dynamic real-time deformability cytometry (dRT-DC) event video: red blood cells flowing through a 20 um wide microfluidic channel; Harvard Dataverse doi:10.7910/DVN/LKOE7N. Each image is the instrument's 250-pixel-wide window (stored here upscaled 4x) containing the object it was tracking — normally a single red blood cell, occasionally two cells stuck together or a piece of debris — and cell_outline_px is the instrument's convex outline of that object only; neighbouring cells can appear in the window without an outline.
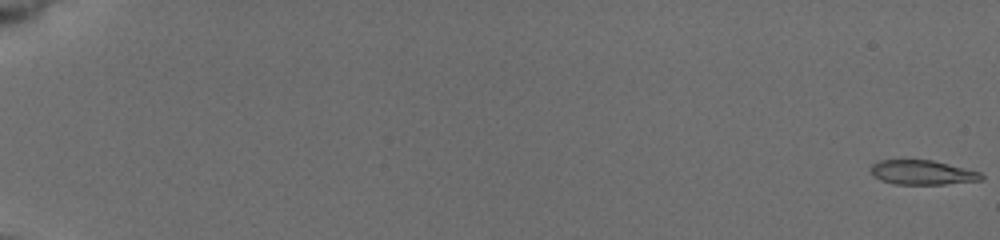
{"species": "common noctule bat (a hibernating species)", "species_latin": "Nyctalus noctula", "temperature_condition": "cold", "stored_images_in_passage": 57, "camera_frame_rate_fps": 3000, "um_per_image_px": 0.085, "animal": {"sex": "female", "body_mass_g": 19.5, "forearm_length_mm": 54.1}, "frame": {"image": 1, "passage_image": 1, "time_ms": 0.0, "image_size_px": [1000, 240], "cell_outline_px": [[984, 180], [944, 184], [892, 184], [880, 180], [872, 176], [868, 168], [872, 164], [880, 160], [932, 160], [980, 172], [984, 176]], "centroid_in_image_um": [78.35, 14.66], "position_along_channel_um": 6.7, "area_um2": 15.9}}
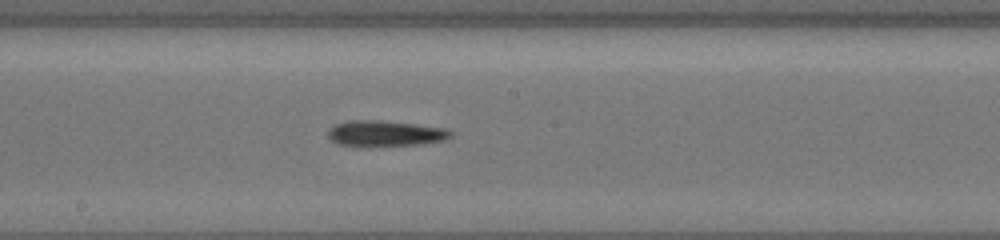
{"frame": {"image": 2, "passage_image": 34, "time_ms": 11.0, "image_size_px": [1000, 240], "cell_outline_px": [[452, 136], [444, 140], [424, 144], [364, 148], [340, 144], [332, 140], [328, 136], [328, 128], [344, 120], [380, 120], [416, 124], [448, 128], [452, 132]], "centroid_in_image_um": [32.74, 11.36], "position_along_channel_um": 215.5, "area_um2": 19.13}}
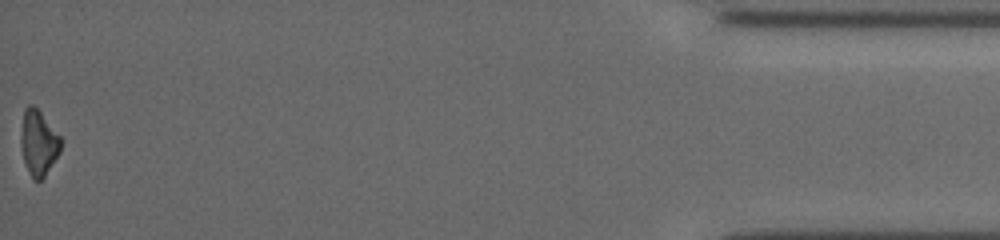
{"frame": {"image": 3, "passage_image": 57, "time_ms": 18.667, "image_size_px": [1000, 240], "cell_outline_px": [[60, 152], [44, 176], [40, 180], [32, 180], [24, 160], [20, 144], [20, 136], [24, 108], [28, 104], [32, 104], [40, 112], [60, 136]], "centroid_in_image_um": [3.25, 12.13], "position_along_channel_um": 432.0, "area_um2": 14.97}, "authors_computed_cell_mechanics": {"area_um2": 16.9932, "velocity_mm_per_s": 3.8517, "shape_relaxation_time_tau1_ms": 4.387, "shape_relaxation_time_tau2_ms": null, "deformation_change_tau1": 0.1815, "deformation_change_tau2": null}}